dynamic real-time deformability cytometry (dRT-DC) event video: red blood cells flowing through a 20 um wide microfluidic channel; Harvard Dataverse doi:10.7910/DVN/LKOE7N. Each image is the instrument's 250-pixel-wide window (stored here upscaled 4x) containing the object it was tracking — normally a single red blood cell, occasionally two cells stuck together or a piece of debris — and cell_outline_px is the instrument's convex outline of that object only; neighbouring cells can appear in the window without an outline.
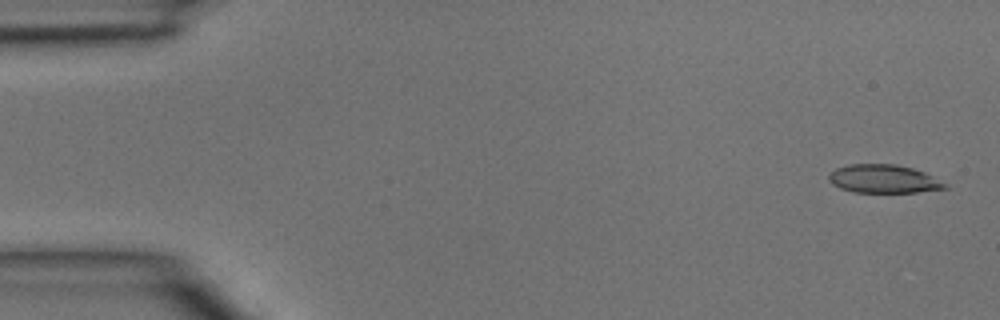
{"species": "common noctule bat (a hibernating species)", "species_latin": "Nyctalus noctula", "temperature_condition": "room temperature", "stored_images_in_passage": 4, "camera_frame_rate_fps": 3000, "um_per_image_px": 0.085, "animal": {"sex": "male", "body_mass_g": 15.6}, "frame": {"image": 1, "passage_image": 1, "time_ms": 0.0, "image_size_px": [1000, 320], "cell_outline_px": [[948, 188], [916, 192], [852, 192], [840, 188], [832, 184], [828, 180], [828, 176], [836, 168], [852, 164], [896, 164], [912, 168], [924, 172], [944, 184]], "centroid_in_image_um": [75.05, 15.21], "position_along_channel_um": 10.0, "area_um2": 18.9}}
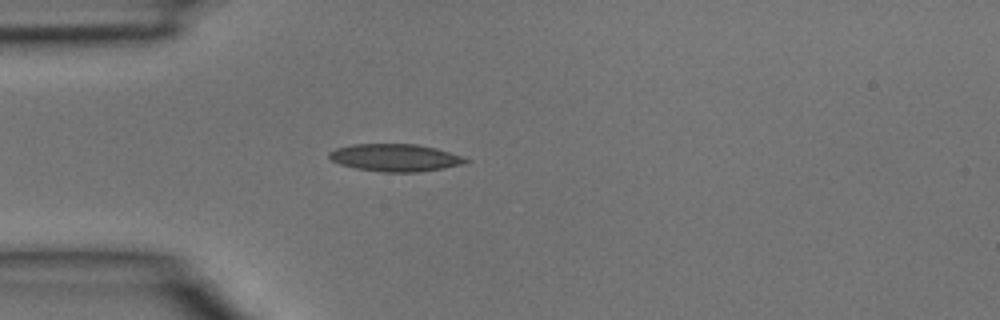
{"frame": {"image": 2, "passage_image": 4, "time_ms": 1.0, "image_size_px": [1000, 320], "cell_outline_px": [[472, 160], [464, 164], [444, 168], [416, 172], [384, 172], [356, 168], [340, 164], [332, 160], [328, 156], [328, 152], [336, 148], [352, 144], [416, 144], [436, 148]], "centroid_in_image_um": [33.59, 13.4], "position_along_channel_um": 51.4, "area_um2": 21.73}}